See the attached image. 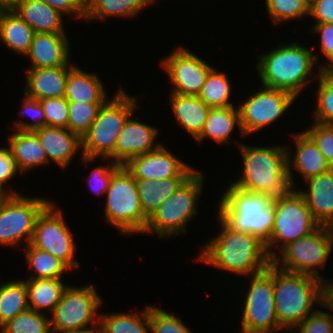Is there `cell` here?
<instances>
[{
	"mask_svg": "<svg viewBox=\"0 0 333 333\" xmlns=\"http://www.w3.org/2000/svg\"><path fill=\"white\" fill-rule=\"evenodd\" d=\"M217 235L207 239L195 258L230 274L244 278L265 270L271 263L265 243L247 232H237L227 227L219 218Z\"/></svg>",
	"mask_w": 333,
	"mask_h": 333,
	"instance_id": "obj_1",
	"label": "cell"
},
{
	"mask_svg": "<svg viewBox=\"0 0 333 333\" xmlns=\"http://www.w3.org/2000/svg\"><path fill=\"white\" fill-rule=\"evenodd\" d=\"M285 43L258 54L255 68L260 85L290 92L298 98L300 93L303 94L307 89L306 86L313 85L314 80L317 81L322 68L314 57L316 46L312 49L297 40Z\"/></svg>",
	"mask_w": 333,
	"mask_h": 333,
	"instance_id": "obj_2",
	"label": "cell"
},
{
	"mask_svg": "<svg viewBox=\"0 0 333 333\" xmlns=\"http://www.w3.org/2000/svg\"><path fill=\"white\" fill-rule=\"evenodd\" d=\"M286 144L251 146L241 143V174L232 185L245 191L268 194L273 198L291 189L288 179Z\"/></svg>",
	"mask_w": 333,
	"mask_h": 333,
	"instance_id": "obj_3",
	"label": "cell"
},
{
	"mask_svg": "<svg viewBox=\"0 0 333 333\" xmlns=\"http://www.w3.org/2000/svg\"><path fill=\"white\" fill-rule=\"evenodd\" d=\"M216 218L237 232H247L265 244L274 225L275 198L268 194L245 191L231 183L224 187Z\"/></svg>",
	"mask_w": 333,
	"mask_h": 333,
	"instance_id": "obj_4",
	"label": "cell"
},
{
	"mask_svg": "<svg viewBox=\"0 0 333 333\" xmlns=\"http://www.w3.org/2000/svg\"><path fill=\"white\" fill-rule=\"evenodd\" d=\"M112 96L101 106L90 129L81 139L83 157L80 160L86 166L99 158H110L115 162L118 135L128 117L141 107L139 97L129 95L120 84Z\"/></svg>",
	"mask_w": 333,
	"mask_h": 333,
	"instance_id": "obj_5",
	"label": "cell"
},
{
	"mask_svg": "<svg viewBox=\"0 0 333 333\" xmlns=\"http://www.w3.org/2000/svg\"><path fill=\"white\" fill-rule=\"evenodd\" d=\"M274 302L279 325L284 330H293L323 304V281L274 265Z\"/></svg>",
	"mask_w": 333,
	"mask_h": 333,
	"instance_id": "obj_6",
	"label": "cell"
},
{
	"mask_svg": "<svg viewBox=\"0 0 333 333\" xmlns=\"http://www.w3.org/2000/svg\"><path fill=\"white\" fill-rule=\"evenodd\" d=\"M205 176L196 169L148 219L142 235L156 234L160 239H169L186 233L188 223L198 218L197 204L205 189Z\"/></svg>",
	"mask_w": 333,
	"mask_h": 333,
	"instance_id": "obj_7",
	"label": "cell"
},
{
	"mask_svg": "<svg viewBox=\"0 0 333 333\" xmlns=\"http://www.w3.org/2000/svg\"><path fill=\"white\" fill-rule=\"evenodd\" d=\"M105 222L120 235H142L148 218L142 210L136 179L122 165L112 176L106 191Z\"/></svg>",
	"mask_w": 333,
	"mask_h": 333,
	"instance_id": "obj_8",
	"label": "cell"
},
{
	"mask_svg": "<svg viewBox=\"0 0 333 333\" xmlns=\"http://www.w3.org/2000/svg\"><path fill=\"white\" fill-rule=\"evenodd\" d=\"M242 296L241 329L239 333H278L285 330L279 325L274 302V264L260 273L248 276ZM248 283V285H247Z\"/></svg>",
	"mask_w": 333,
	"mask_h": 333,
	"instance_id": "obj_9",
	"label": "cell"
},
{
	"mask_svg": "<svg viewBox=\"0 0 333 333\" xmlns=\"http://www.w3.org/2000/svg\"><path fill=\"white\" fill-rule=\"evenodd\" d=\"M320 227L309 210L304 196L297 189L275 197L272 233L265 244L271 259L288 244L305 237Z\"/></svg>",
	"mask_w": 333,
	"mask_h": 333,
	"instance_id": "obj_10",
	"label": "cell"
},
{
	"mask_svg": "<svg viewBox=\"0 0 333 333\" xmlns=\"http://www.w3.org/2000/svg\"><path fill=\"white\" fill-rule=\"evenodd\" d=\"M331 252L333 254V228L320 226L311 234L284 247L272 259V263L281 270L307 274L325 281L327 277L320 270L329 264Z\"/></svg>",
	"mask_w": 333,
	"mask_h": 333,
	"instance_id": "obj_11",
	"label": "cell"
},
{
	"mask_svg": "<svg viewBox=\"0 0 333 333\" xmlns=\"http://www.w3.org/2000/svg\"><path fill=\"white\" fill-rule=\"evenodd\" d=\"M102 300L93 283L83 286L69 284L61 301L49 315L52 333H66L100 326Z\"/></svg>",
	"mask_w": 333,
	"mask_h": 333,
	"instance_id": "obj_12",
	"label": "cell"
},
{
	"mask_svg": "<svg viewBox=\"0 0 333 333\" xmlns=\"http://www.w3.org/2000/svg\"><path fill=\"white\" fill-rule=\"evenodd\" d=\"M52 201L38 195H10L0 207V246L29 245L38 216Z\"/></svg>",
	"mask_w": 333,
	"mask_h": 333,
	"instance_id": "obj_13",
	"label": "cell"
},
{
	"mask_svg": "<svg viewBox=\"0 0 333 333\" xmlns=\"http://www.w3.org/2000/svg\"><path fill=\"white\" fill-rule=\"evenodd\" d=\"M52 201L38 216L30 244L61 260L71 271L81 268L75 258L78 244L64 212ZM57 205V206H56ZM67 222V223H66Z\"/></svg>",
	"mask_w": 333,
	"mask_h": 333,
	"instance_id": "obj_14",
	"label": "cell"
},
{
	"mask_svg": "<svg viewBox=\"0 0 333 333\" xmlns=\"http://www.w3.org/2000/svg\"><path fill=\"white\" fill-rule=\"evenodd\" d=\"M237 106L240 112V125L244 137L275 124L277 120L291 110L297 98L290 92L260 85Z\"/></svg>",
	"mask_w": 333,
	"mask_h": 333,
	"instance_id": "obj_15",
	"label": "cell"
},
{
	"mask_svg": "<svg viewBox=\"0 0 333 333\" xmlns=\"http://www.w3.org/2000/svg\"><path fill=\"white\" fill-rule=\"evenodd\" d=\"M159 61L166 72L171 90L169 93L198 96L209 72L214 68L206 59L201 58L184 46H178Z\"/></svg>",
	"mask_w": 333,
	"mask_h": 333,
	"instance_id": "obj_16",
	"label": "cell"
},
{
	"mask_svg": "<svg viewBox=\"0 0 333 333\" xmlns=\"http://www.w3.org/2000/svg\"><path fill=\"white\" fill-rule=\"evenodd\" d=\"M124 166L136 180L189 177L196 170L164 144L146 154L131 158Z\"/></svg>",
	"mask_w": 333,
	"mask_h": 333,
	"instance_id": "obj_17",
	"label": "cell"
},
{
	"mask_svg": "<svg viewBox=\"0 0 333 333\" xmlns=\"http://www.w3.org/2000/svg\"><path fill=\"white\" fill-rule=\"evenodd\" d=\"M289 135L294 140V144L292 143V145H295L294 150L286 144L288 179L292 189H297L299 186V184L297 185L295 182V178L299 179V177L294 176L300 175V180L302 178L305 182L333 168L322 155L314 140L303 129L301 132L298 131V133L295 132ZM295 171H297L298 174Z\"/></svg>",
	"mask_w": 333,
	"mask_h": 333,
	"instance_id": "obj_18",
	"label": "cell"
},
{
	"mask_svg": "<svg viewBox=\"0 0 333 333\" xmlns=\"http://www.w3.org/2000/svg\"><path fill=\"white\" fill-rule=\"evenodd\" d=\"M132 113L123 125L115 146V162L125 165L131 158L146 154L162 143L157 140L160 130L156 125L134 119Z\"/></svg>",
	"mask_w": 333,
	"mask_h": 333,
	"instance_id": "obj_19",
	"label": "cell"
},
{
	"mask_svg": "<svg viewBox=\"0 0 333 333\" xmlns=\"http://www.w3.org/2000/svg\"><path fill=\"white\" fill-rule=\"evenodd\" d=\"M71 40L67 33H35L25 58L28 68L59 67L67 65L71 57Z\"/></svg>",
	"mask_w": 333,
	"mask_h": 333,
	"instance_id": "obj_20",
	"label": "cell"
},
{
	"mask_svg": "<svg viewBox=\"0 0 333 333\" xmlns=\"http://www.w3.org/2000/svg\"><path fill=\"white\" fill-rule=\"evenodd\" d=\"M73 66L70 61L59 67L27 68L24 75V94L35 100L64 97L69 70Z\"/></svg>",
	"mask_w": 333,
	"mask_h": 333,
	"instance_id": "obj_21",
	"label": "cell"
},
{
	"mask_svg": "<svg viewBox=\"0 0 333 333\" xmlns=\"http://www.w3.org/2000/svg\"><path fill=\"white\" fill-rule=\"evenodd\" d=\"M46 153L48 164L55 163L60 169H67L71 161L82 154L81 138L67 128L44 126L34 131Z\"/></svg>",
	"mask_w": 333,
	"mask_h": 333,
	"instance_id": "obj_22",
	"label": "cell"
},
{
	"mask_svg": "<svg viewBox=\"0 0 333 333\" xmlns=\"http://www.w3.org/2000/svg\"><path fill=\"white\" fill-rule=\"evenodd\" d=\"M303 183L306 188L299 186L297 190L304 196L314 219L320 226L333 228V168Z\"/></svg>",
	"mask_w": 333,
	"mask_h": 333,
	"instance_id": "obj_23",
	"label": "cell"
},
{
	"mask_svg": "<svg viewBox=\"0 0 333 333\" xmlns=\"http://www.w3.org/2000/svg\"><path fill=\"white\" fill-rule=\"evenodd\" d=\"M237 128L239 134L244 136L240 125V112L238 106H230L226 108H211L205 126L201 134L195 139L198 144H202L204 140L211 139L217 144L239 146L242 141H232L233 132ZM233 142V143H232Z\"/></svg>",
	"mask_w": 333,
	"mask_h": 333,
	"instance_id": "obj_24",
	"label": "cell"
},
{
	"mask_svg": "<svg viewBox=\"0 0 333 333\" xmlns=\"http://www.w3.org/2000/svg\"><path fill=\"white\" fill-rule=\"evenodd\" d=\"M168 104L175 121L195 140L203 131L210 107L198 96L168 93Z\"/></svg>",
	"mask_w": 333,
	"mask_h": 333,
	"instance_id": "obj_25",
	"label": "cell"
},
{
	"mask_svg": "<svg viewBox=\"0 0 333 333\" xmlns=\"http://www.w3.org/2000/svg\"><path fill=\"white\" fill-rule=\"evenodd\" d=\"M12 132L7 135L6 142L23 175L48 165L44 148L34 131L12 130Z\"/></svg>",
	"mask_w": 333,
	"mask_h": 333,
	"instance_id": "obj_26",
	"label": "cell"
},
{
	"mask_svg": "<svg viewBox=\"0 0 333 333\" xmlns=\"http://www.w3.org/2000/svg\"><path fill=\"white\" fill-rule=\"evenodd\" d=\"M101 77L94 72H86L74 65L67 77L65 98L68 101L84 103H105L110 97Z\"/></svg>",
	"mask_w": 333,
	"mask_h": 333,
	"instance_id": "obj_27",
	"label": "cell"
},
{
	"mask_svg": "<svg viewBox=\"0 0 333 333\" xmlns=\"http://www.w3.org/2000/svg\"><path fill=\"white\" fill-rule=\"evenodd\" d=\"M15 11L35 33H67L64 15L42 0H22Z\"/></svg>",
	"mask_w": 333,
	"mask_h": 333,
	"instance_id": "obj_28",
	"label": "cell"
},
{
	"mask_svg": "<svg viewBox=\"0 0 333 333\" xmlns=\"http://www.w3.org/2000/svg\"><path fill=\"white\" fill-rule=\"evenodd\" d=\"M157 0H86L85 20L104 22L110 18L132 19Z\"/></svg>",
	"mask_w": 333,
	"mask_h": 333,
	"instance_id": "obj_29",
	"label": "cell"
},
{
	"mask_svg": "<svg viewBox=\"0 0 333 333\" xmlns=\"http://www.w3.org/2000/svg\"><path fill=\"white\" fill-rule=\"evenodd\" d=\"M35 31L16 11H3L0 16V43L13 54L24 57L33 41Z\"/></svg>",
	"mask_w": 333,
	"mask_h": 333,
	"instance_id": "obj_30",
	"label": "cell"
},
{
	"mask_svg": "<svg viewBox=\"0 0 333 333\" xmlns=\"http://www.w3.org/2000/svg\"><path fill=\"white\" fill-rule=\"evenodd\" d=\"M28 291L29 309L51 314L61 301L68 283L64 279H24ZM46 309V310H45Z\"/></svg>",
	"mask_w": 333,
	"mask_h": 333,
	"instance_id": "obj_31",
	"label": "cell"
},
{
	"mask_svg": "<svg viewBox=\"0 0 333 333\" xmlns=\"http://www.w3.org/2000/svg\"><path fill=\"white\" fill-rule=\"evenodd\" d=\"M187 178L170 177L161 180H136L144 215L149 219L158 207L172 196Z\"/></svg>",
	"mask_w": 333,
	"mask_h": 333,
	"instance_id": "obj_32",
	"label": "cell"
},
{
	"mask_svg": "<svg viewBox=\"0 0 333 333\" xmlns=\"http://www.w3.org/2000/svg\"><path fill=\"white\" fill-rule=\"evenodd\" d=\"M99 324L102 333H149V304L140 312H101Z\"/></svg>",
	"mask_w": 333,
	"mask_h": 333,
	"instance_id": "obj_33",
	"label": "cell"
},
{
	"mask_svg": "<svg viewBox=\"0 0 333 333\" xmlns=\"http://www.w3.org/2000/svg\"><path fill=\"white\" fill-rule=\"evenodd\" d=\"M29 309L28 291L23 279L0 283V328L20 313Z\"/></svg>",
	"mask_w": 333,
	"mask_h": 333,
	"instance_id": "obj_34",
	"label": "cell"
},
{
	"mask_svg": "<svg viewBox=\"0 0 333 333\" xmlns=\"http://www.w3.org/2000/svg\"><path fill=\"white\" fill-rule=\"evenodd\" d=\"M25 251V260L31 274L25 279H60L71 271L61 260L54 257L47 251L38 249L31 244L27 245Z\"/></svg>",
	"mask_w": 333,
	"mask_h": 333,
	"instance_id": "obj_35",
	"label": "cell"
},
{
	"mask_svg": "<svg viewBox=\"0 0 333 333\" xmlns=\"http://www.w3.org/2000/svg\"><path fill=\"white\" fill-rule=\"evenodd\" d=\"M213 68L198 97L210 108H226L238 105L233 103L232 84L226 71ZM232 97V98H231Z\"/></svg>",
	"mask_w": 333,
	"mask_h": 333,
	"instance_id": "obj_36",
	"label": "cell"
},
{
	"mask_svg": "<svg viewBox=\"0 0 333 333\" xmlns=\"http://www.w3.org/2000/svg\"><path fill=\"white\" fill-rule=\"evenodd\" d=\"M314 93L313 122L333 125V68L321 69ZM316 91V93H315Z\"/></svg>",
	"mask_w": 333,
	"mask_h": 333,
	"instance_id": "obj_37",
	"label": "cell"
},
{
	"mask_svg": "<svg viewBox=\"0 0 333 333\" xmlns=\"http://www.w3.org/2000/svg\"><path fill=\"white\" fill-rule=\"evenodd\" d=\"M273 25L308 18L309 5L304 0H263ZM275 23V24H274Z\"/></svg>",
	"mask_w": 333,
	"mask_h": 333,
	"instance_id": "obj_38",
	"label": "cell"
},
{
	"mask_svg": "<svg viewBox=\"0 0 333 333\" xmlns=\"http://www.w3.org/2000/svg\"><path fill=\"white\" fill-rule=\"evenodd\" d=\"M0 333H52L50 316L28 309L4 324Z\"/></svg>",
	"mask_w": 333,
	"mask_h": 333,
	"instance_id": "obj_39",
	"label": "cell"
},
{
	"mask_svg": "<svg viewBox=\"0 0 333 333\" xmlns=\"http://www.w3.org/2000/svg\"><path fill=\"white\" fill-rule=\"evenodd\" d=\"M104 103H84L68 101V126L72 133L81 139L94 122L99 109Z\"/></svg>",
	"mask_w": 333,
	"mask_h": 333,
	"instance_id": "obj_40",
	"label": "cell"
},
{
	"mask_svg": "<svg viewBox=\"0 0 333 333\" xmlns=\"http://www.w3.org/2000/svg\"><path fill=\"white\" fill-rule=\"evenodd\" d=\"M149 333H193L173 311L149 304Z\"/></svg>",
	"mask_w": 333,
	"mask_h": 333,
	"instance_id": "obj_41",
	"label": "cell"
},
{
	"mask_svg": "<svg viewBox=\"0 0 333 333\" xmlns=\"http://www.w3.org/2000/svg\"><path fill=\"white\" fill-rule=\"evenodd\" d=\"M22 95L21 108L18 115L23 119L24 117L27 118V120H15L12 129L19 131H36L41 127L47 126V120L39 100L29 98L24 93ZM28 117L31 121H29Z\"/></svg>",
	"mask_w": 333,
	"mask_h": 333,
	"instance_id": "obj_42",
	"label": "cell"
},
{
	"mask_svg": "<svg viewBox=\"0 0 333 333\" xmlns=\"http://www.w3.org/2000/svg\"><path fill=\"white\" fill-rule=\"evenodd\" d=\"M101 164L102 162L106 163L103 165H98L94 167L89 176L86 177V182L88 184L89 189L92 191L93 194L96 196H101L106 194V191L109 188V184L113 174L122 166L110 158H100L99 159ZM108 162V163H107Z\"/></svg>",
	"mask_w": 333,
	"mask_h": 333,
	"instance_id": "obj_43",
	"label": "cell"
},
{
	"mask_svg": "<svg viewBox=\"0 0 333 333\" xmlns=\"http://www.w3.org/2000/svg\"><path fill=\"white\" fill-rule=\"evenodd\" d=\"M312 35L317 34L319 37L318 44V52L317 55L314 53V57L316 59L317 64L322 68H333V24L330 23H320V24H312L311 25ZM320 53L322 54V58L325 57V62H319ZM319 55V56H318ZM327 61V62H326Z\"/></svg>",
	"mask_w": 333,
	"mask_h": 333,
	"instance_id": "obj_44",
	"label": "cell"
},
{
	"mask_svg": "<svg viewBox=\"0 0 333 333\" xmlns=\"http://www.w3.org/2000/svg\"><path fill=\"white\" fill-rule=\"evenodd\" d=\"M320 308L312 312L292 331L294 333H333V313L323 311L324 304H321Z\"/></svg>",
	"mask_w": 333,
	"mask_h": 333,
	"instance_id": "obj_45",
	"label": "cell"
},
{
	"mask_svg": "<svg viewBox=\"0 0 333 333\" xmlns=\"http://www.w3.org/2000/svg\"><path fill=\"white\" fill-rule=\"evenodd\" d=\"M47 126L67 128L68 126V100L65 97L46 98L39 100Z\"/></svg>",
	"mask_w": 333,
	"mask_h": 333,
	"instance_id": "obj_46",
	"label": "cell"
},
{
	"mask_svg": "<svg viewBox=\"0 0 333 333\" xmlns=\"http://www.w3.org/2000/svg\"><path fill=\"white\" fill-rule=\"evenodd\" d=\"M303 130L314 140L325 159L333 167V125L310 123Z\"/></svg>",
	"mask_w": 333,
	"mask_h": 333,
	"instance_id": "obj_47",
	"label": "cell"
},
{
	"mask_svg": "<svg viewBox=\"0 0 333 333\" xmlns=\"http://www.w3.org/2000/svg\"><path fill=\"white\" fill-rule=\"evenodd\" d=\"M22 172L20 171L17 161L13 157L11 149L6 145L0 147V186L6 191H8L11 195H19L20 192H16L12 186H9V182L16 177V175ZM8 182V184H7ZM9 186V187H8ZM6 187V188H5ZM8 187V188H7Z\"/></svg>",
	"mask_w": 333,
	"mask_h": 333,
	"instance_id": "obj_48",
	"label": "cell"
},
{
	"mask_svg": "<svg viewBox=\"0 0 333 333\" xmlns=\"http://www.w3.org/2000/svg\"><path fill=\"white\" fill-rule=\"evenodd\" d=\"M64 16L85 21L86 0H42Z\"/></svg>",
	"mask_w": 333,
	"mask_h": 333,
	"instance_id": "obj_49",
	"label": "cell"
},
{
	"mask_svg": "<svg viewBox=\"0 0 333 333\" xmlns=\"http://www.w3.org/2000/svg\"><path fill=\"white\" fill-rule=\"evenodd\" d=\"M313 24H333V0H315L309 6V16Z\"/></svg>",
	"mask_w": 333,
	"mask_h": 333,
	"instance_id": "obj_50",
	"label": "cell"
},
{
	"mask_svg": "<svg viewBox=\"0 0 333 333\" xmlns=\"http://www.w3.org/2000/svg\"><path fill=\"white\" fill-rule=\"evenodd\" d=\"M333 279V278H332ZM330 277L323 281V304L333 313V280Z\"/></svg>",
	"mask_w": 333,
	"mask_h": 333,
	"instance_id": "obj_51",
	"label": "cell"
},
{
	"mask_svg": "<svg viewBox=\"0 0 333 333\" xmlns=\"http://www.w3.org/2000/svg\"><path fill=\"white\" fill-rule=\"evenodd\" d=\"M22 0H0L2 11H15Z\"/></svg>",
	"mask_w": 333,
	"mask_h": 333,
	"instance_id": "obj_52",
	"label": "cell"
},
{
	"mask_svg": "<svg viewBox=\"0 0 333 333\" xmlns=\"http://www.w3.org/2000/svg\"><path fill=\"white\" fill-rule=\"evenodd\" d=\"M66 333H102V331L100 326H91L88 328L69 331Z\"/></svg>",
	"mask_w": 333,
	"mask_h": 333,
	"instance_id": "obj_53",
	"label": "cell"
},
{
	"mask_svg": "<svg viewBox=\"0 0 333 333\" xmlns=\"http://www.w3.org/2000/svg\"><path fill=\"white\" fill-rule=\"evenodd\" d=\"M10 193L0 186V207L10 197Z\"/></svg>",
	"mask_w": 333,
	"mask_h": 333,
	"instance_id": "obj_54",
	"label": "cell"
},
{
	"mask_svg": "<svg viewBox=\"0 0 333 333\" xmlns=\"http://www.w3.org/2000/svg\"><path fill=\"white\" fill-rule=\"evenodd\" d=\"M309 6L315 1V0H304Z\"/></svg>",
	"mask_w": 333,
	"mask_h": 333,
	"instance_id": "obj_55",
	"label": "cell"
},
{
	"mask_svg": "<svg viewBox=\"0 0 333 333\" xmlns=\"http://www.w3.org/2000/svg\"><path fill=\"white\" fill-rule=\"evenodd\" d=\"M287 331V332H286ZM285 333H294L292 330H285ZM278 333H283V332H278Z\"/></svg>",
	"mask_w": 333,
	"mask_h": 333,
	"instance_id": "obj_56",
	"label": "cell"
}]
</instances>
